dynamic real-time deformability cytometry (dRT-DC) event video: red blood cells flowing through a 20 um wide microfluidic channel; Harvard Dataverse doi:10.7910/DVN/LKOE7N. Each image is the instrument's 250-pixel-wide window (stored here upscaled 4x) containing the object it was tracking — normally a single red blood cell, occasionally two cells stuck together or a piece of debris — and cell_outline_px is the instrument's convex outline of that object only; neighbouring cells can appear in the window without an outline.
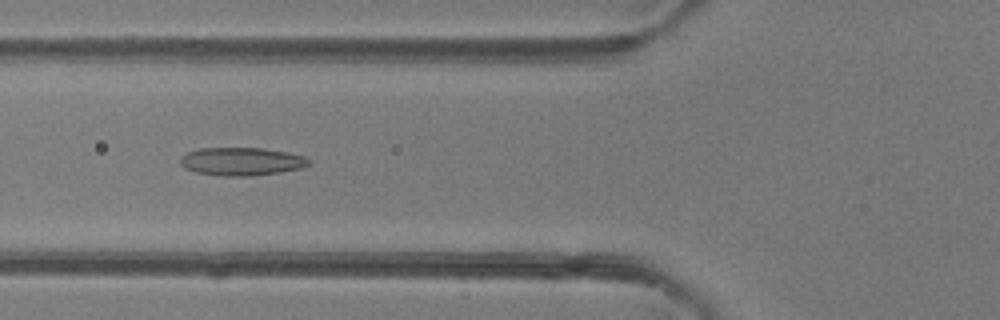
{"species": "common noctule bat (a hibernating species)", "species_latin": "Nyctalus noctula", "temperature_condition": "room temperature", "stored_images_in_passage": 46, "camera_frame_rate_fps": 3000, "um_per_image_px": 0.085, "animal": {"sex": "female"}, "frame": {"image": 1, "passage_image": 19, "time_ms": 6.0, "image_size_px": [1000, 320], "cell_outline_px": [[308, 164], [300, 168], [280, 172], [252, 176], [224, 176], [196, 172], [184, 168], [180, 164], [180, 156], [188, 152], [200, 148], [264, 148], [288, 152], [304, 156], [308, 160]], "centroid_in_image_um": [20.49, 13.72], "position_along_channel_um": 105.3, "area_um2": 20.98}}
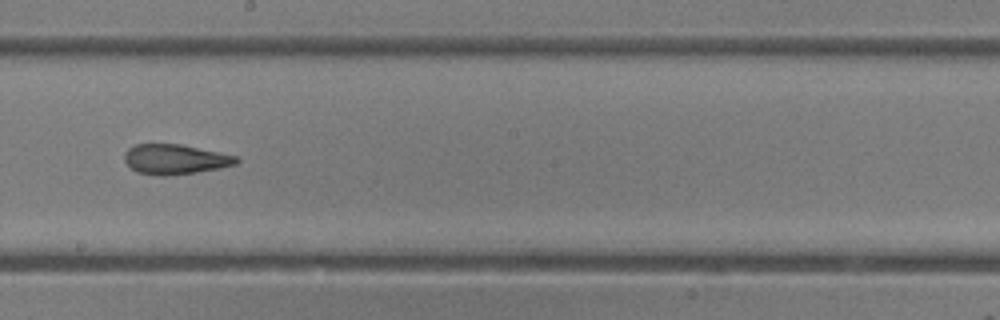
{"frame": {"image": 2, "passage_image": 28, "time_ms": 9.0, "image_size_px": [1000, 320], "cell_outline_px": [[240, 160], [236, 164], [220, 168], [196, 172], [164, 176], [160, 176], [136, 172], [124, 160], [124, 152], [128, 148], [136, 144], [180, 144], [220, 152], [236, 156]], "centroid_in_image_um": [14.88, 13.53], "position_along_channel_um": 233.3, "area_um2": 19.54}}
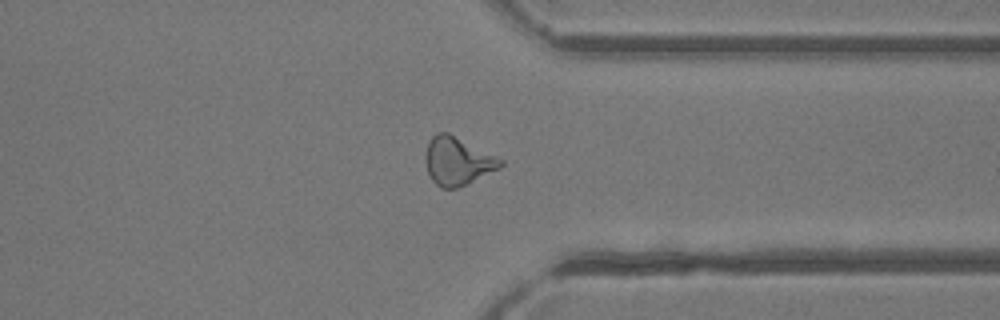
{"frame": {"image": 3, "passage_image": 38, "time_ms": 12.333, "image_size_px": [1000, 320], "cell_outline_px": [[504, 164], [500, 168], [456, 188], [440, 188], [432, 180], [428, 172], [428, 140], [436, 132], [448, 132], [504, 160]], "centroid_in_image_um": [38.92, 13.68], "position_along_channel_um": 372.5, "area_um2": 20.46}, "authors_computed_cell_mechanics": {"area_um2": 20.519, "velocity_mm_per_s": 4.2559, "shape_relaxation_time_tau1_ms": null, "shape_relaxation_time_tau2_ms": 2.4057, "deformation_change_tau1": null, "deformation_change_tau2": 0.1242}}